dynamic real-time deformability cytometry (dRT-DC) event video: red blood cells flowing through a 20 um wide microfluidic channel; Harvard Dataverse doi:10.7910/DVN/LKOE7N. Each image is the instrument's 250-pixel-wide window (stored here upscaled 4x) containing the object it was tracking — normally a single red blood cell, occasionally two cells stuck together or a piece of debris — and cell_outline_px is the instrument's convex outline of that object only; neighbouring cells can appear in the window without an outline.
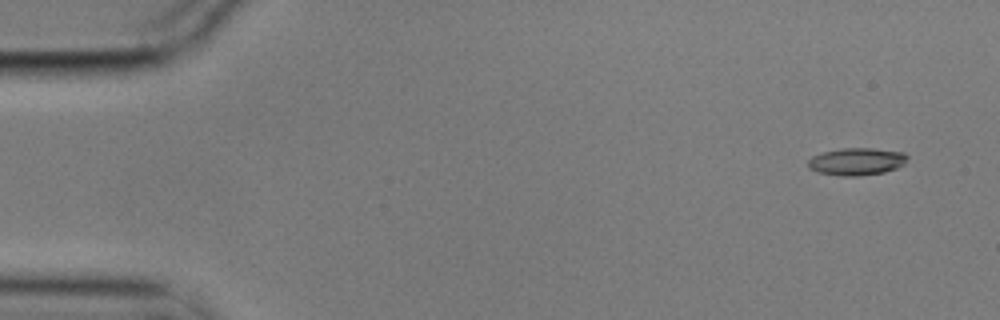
{"species": "common noctule bat (a hibernating species)", "species_latin": "Nyctalus noctula", "temperature_condition": "cold", "stored_images_in_passage": 9, "camera_frame_rate_fps": 3000, "um_per_image_px": 0.085, "animal": {"sex": "male", "body_mass_g": 17.9}, "frame": {"image": 1, "passage_image": 1, "time_ms": 0.0, "image_size_px": [1000, 320], "cell_outline_px": [[908, 156], [904, 164], [896, 168], [884, 172], [860, 176], [840, 176], [816, 172], [808, 168], [808, 160], [812, 156], [824, 152], [840, 148], [872, 148], [904, 152]], "centroid_in_image_um": [72.8, 13.73], "position_along_channel_um": 12.2, "area_um2": 15.95}}
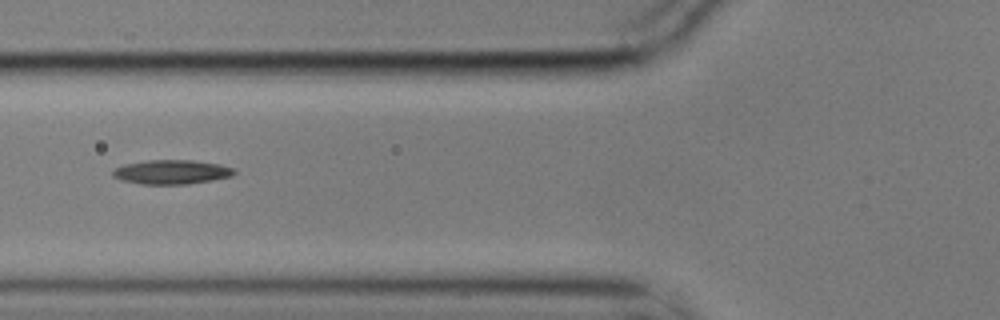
{"frame": {"image": 2, "passage_image": 6, "time_ms": 1.667, "image_size_px": [1000, 320], "cell_outline_px": [[236, 172], [232, 176], [212, 180], [188, 184], [144, 184], [120, 180], [112, 176], [112, 168], [124, 164], [148, 160], [192, 160], [220, 164], [236, 168]], "centroid_in_image_um": [14.58, 14.61], "position_along_channel_um": 111.2, "area_um2": 17.34}}
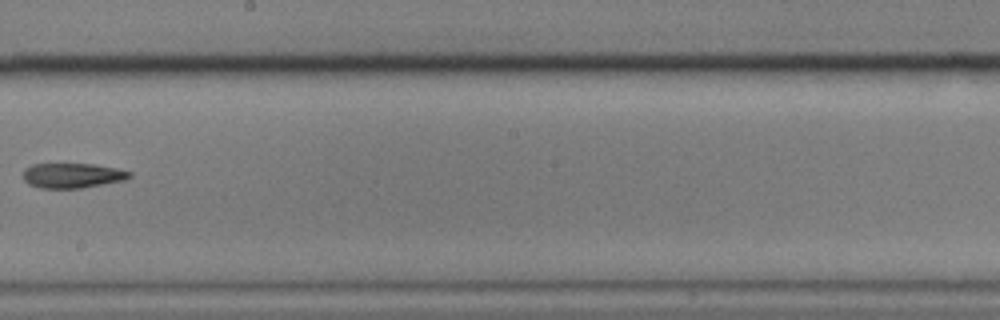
{"frame": {"image": 3, "passage_image": 9, "time_ms": 2.667, "image_size_px": [1000, 320], "cell_outline_px": [[132, 176], [124, 180], [80, 188], [40, 188], [28, 184], [24, 180], [24, 168], [32, 164], [92, 164], [116, 168], [132, 172]], "centroid_in_image_um": [6.14, 14.91], "position_along_channel_um": 242.1, "area_um2": 15.37}}